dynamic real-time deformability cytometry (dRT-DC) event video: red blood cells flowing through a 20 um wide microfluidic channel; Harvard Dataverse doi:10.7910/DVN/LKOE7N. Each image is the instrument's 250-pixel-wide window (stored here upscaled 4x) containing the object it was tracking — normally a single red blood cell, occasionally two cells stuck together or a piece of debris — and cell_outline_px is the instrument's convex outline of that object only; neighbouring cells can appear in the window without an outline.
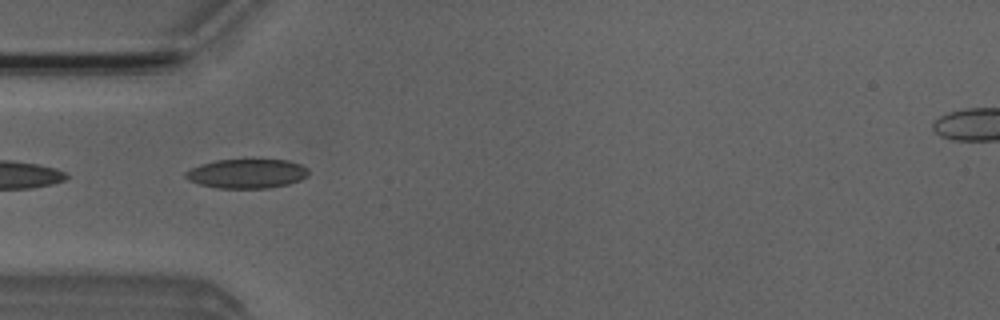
{"species": "Egyptian fruit bat (a non-hibernating species)", "species_latin": "Rousettus aegyptiacus", "temperature_condition": "room temperature", "stored_images_in_passage": 4, "camera_frame_rate_fps": 3000, "um_per_image_px": 0.085, "animal": {"sex": "male"}, "frame": {"image": 1, "passage_image": 4, "time_ms": 3.667, "image_size_px": [1000, 320], "cell_outline_px": [[308, 176], [300, 180], [288, 184], [268, 188], [216, 188], [200, 184], [188, 180], [184, 176], [184, 172], [200, 164], [216, 160], [288, 160], [300, 164], [308, 168]], "centroid_in_image_um": [20.98, 14.76], "position_along_channel_um": 64.0, "area_um2": 20.98}}